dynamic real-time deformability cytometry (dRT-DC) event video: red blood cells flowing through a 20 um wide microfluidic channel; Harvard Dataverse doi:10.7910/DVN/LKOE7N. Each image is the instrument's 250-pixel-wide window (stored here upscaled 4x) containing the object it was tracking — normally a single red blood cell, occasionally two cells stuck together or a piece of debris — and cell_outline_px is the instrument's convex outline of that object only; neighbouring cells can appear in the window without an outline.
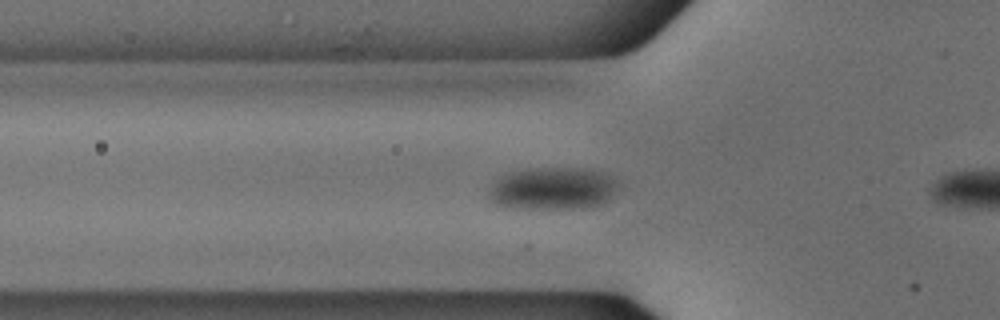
{"species": "common noctule bat (a hibernating species)", "species_latin": "Nyctalus noctula", "temperature_condition": "cold", "stored_images_in_passage": 44, "camera_frame_rate_fps": 3000, "um_per_image_px": 0.085, "animal": {"sex": "male", "body_mass_g": 18.8}, "frame": {"image": 1, "passage_image": 18, "time_ms": 5.667, "image_size_px": [1000, 320], "cell_outline_px": [[620, 188], [604, 204], [592, 208], [504, 208], [488, 200], [488, 188], [500, 176], [508, 172], [528, 168], [580, 168], [604, 172], [612, 176], [620, 184]], "centroid_in_image_um": [46.99, 16.03], "position_along_channel_um": 78.8, "area_um2": 32.89}}
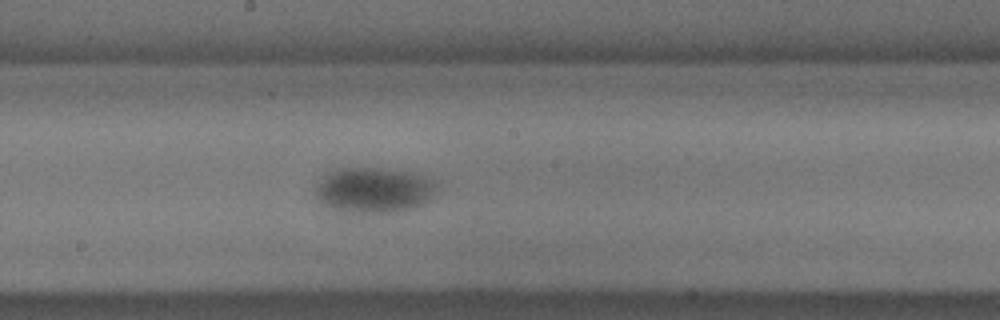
{"frame": {"image": 2, "passage_image": 29, "time_ms": 9.333, "image_size_px": [1000, 320], "cell_outline_px": [[436, 192], [424, 204], [412, 208], [396, 212], [344, 212], [332, 208], [324, 204], [316, 196], [316, 188], [328, 172], [344, 168], [380, 168], [408, 172], [424, 176], [432, 180], [436, 184]], "centroid_in_image_um": [31.81, 16.16], "position_along_channel_um": 216.4, "area_um2": 31.62}}
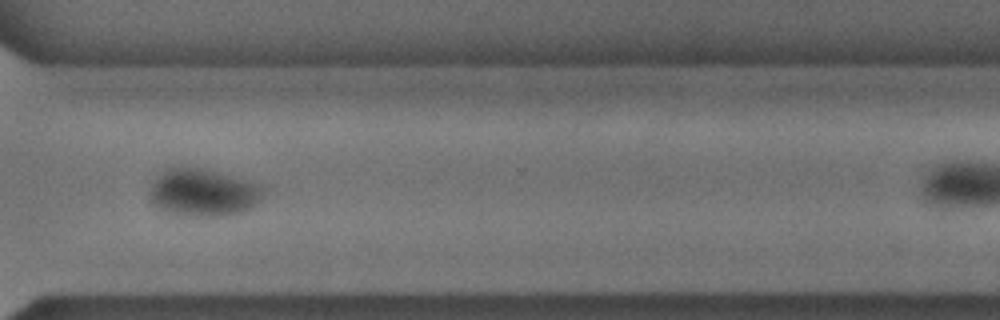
{"frame": {"image": 3, "passage_image": 40, "time_ms": 13.0, "image_size_px": [1000, 320], "cell_outline_px": [[264, 192], [256, 204], [240, 212], [212, 216], [196, 216], [172, 212], [160, 208], [156, 204], [152, 196], [152, 188], [156, 180], [168, 168], [200, 168], [216, 172], [260, 184], [264, 188]], "centroid_in_image_um": [17.34, 16.36], "position_along_channel_um": 353.3, "area_um2": 29.94}}